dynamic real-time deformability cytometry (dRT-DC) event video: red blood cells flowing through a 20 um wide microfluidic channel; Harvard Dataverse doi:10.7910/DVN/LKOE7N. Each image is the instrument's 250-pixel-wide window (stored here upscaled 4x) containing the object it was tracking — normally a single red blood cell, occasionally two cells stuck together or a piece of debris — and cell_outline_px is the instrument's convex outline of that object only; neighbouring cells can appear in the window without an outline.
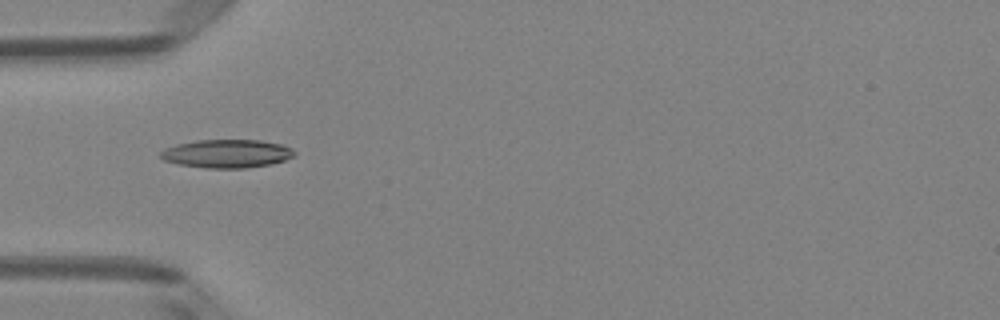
{"species": "Egyptian fruit bat (a non-hibernating species)", "species_latin": "Rousettus aegyptiacus", "temperature_condition": "room temperature", "stored_images_in_passage": 6, "camera_frame_rate_fps": 3000, "um_per_image_px": 0.085, "animal": {"sex": "female"}, "frame": {"image": 1, "passage_image": 4, "time_ms": 1.0, "image_size_px": [1000, 320], "cell_outline_px": [[296, 156], [272, 164], [244, 168], [204, 168], [180, 164], [164, 160], [160, 156], [160, 152], [164, 148], [176, 144], [196, 140], [260, 140], [280, 144], [292, 148], [296, 152]], "centroid_in_image_um": [19.3, 13.05], "position_along_channel_um": 65.7, "area_um2": 22.2}}
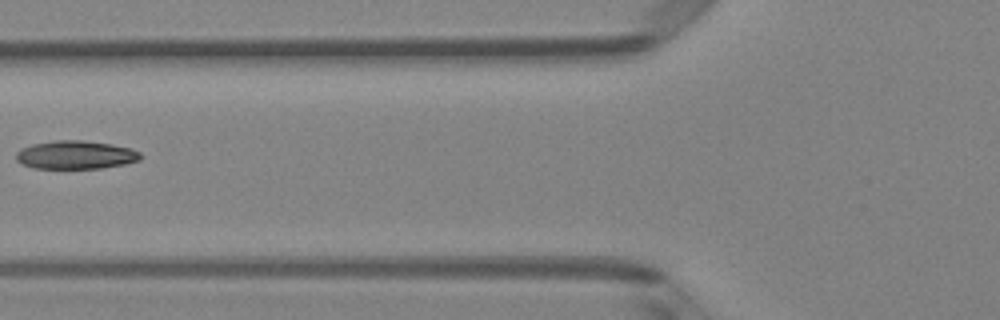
{"frame": {"image": 2, "passage_image": 5, "time_ms": 1.333, "image_size_px": [1000, 320], "cell_outline_px": [[144, 156], [140, 160], [124, 164], [104, 168], [32, 168], [20, 164], [16, 160], [16, 152], [20, 148], [32, 144], [56, 140], [80, 140], [112, 144], [132, 148], [140, 152]], "centroid_in_image_um": [6.43, 13.16], "position_along_channel_um": 119.4, "area_um2": 20.81}}
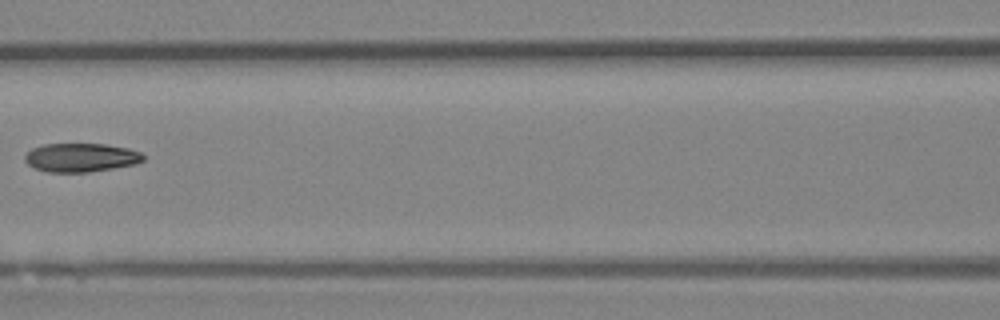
{"frame": {"image": 3, "passage_image": 6, "time_ms": 1.667, "image_size_px": [1000, 320], "cell_outline_px": [[144, 160], [136, 164], [88, 172], [48, 172], [36, 168], [28, 164], [24, 160], [24, 156], [32, 148], [44, 144], [104, 144], [128, 148], [140, 152], [144, 156]], "centroid_in_image_um": [6.88, 13.39], "position_along_channel_um": 159.7, "area_um2": 19.71}}